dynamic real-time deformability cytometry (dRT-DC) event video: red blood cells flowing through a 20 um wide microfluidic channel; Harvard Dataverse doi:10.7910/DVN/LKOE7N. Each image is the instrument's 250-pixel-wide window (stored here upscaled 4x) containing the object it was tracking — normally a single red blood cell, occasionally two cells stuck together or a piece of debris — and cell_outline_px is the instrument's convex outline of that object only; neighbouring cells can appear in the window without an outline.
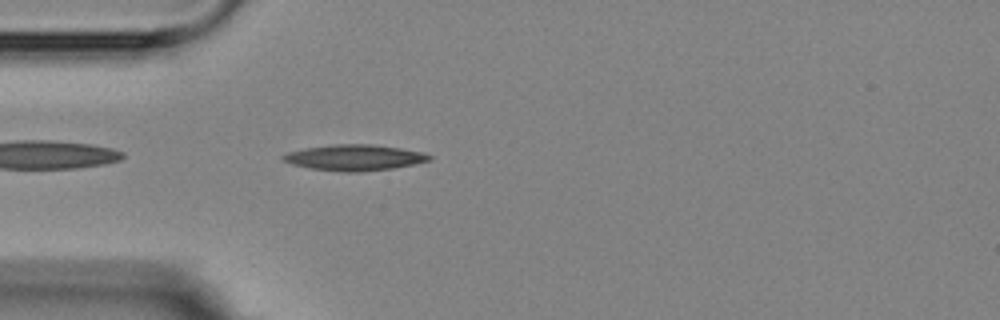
{"species": "Egyptian fruit bat (a non-hibernating species)", "species_latin": "Rousettus aegyptiacus", "temperature_condition": "room temperature", "stored_images_in_passage": 1, "camera_frame_rate_fps": 3000, "um_per_image_px": 0.085, "animal": {"sex": "female"}, "frame": {"image": 1, "passage_image": 1, "time_ms": 0.0, "image_size_px": [1000, 320], "cell_outline_px": [[432, 160], [392, 168], [356, 172], [344, 172], [312, 168], [292, 164], [284, 160], [280, 156], [288, 152], [304, 148], [332, 144], [368, 144], [400, 148], [424, 152], [432, 156]], "centroid_in_image_um": [30.13, 13.38], "position_along_channel_um": 54.9, "area_um2": 21.85}}